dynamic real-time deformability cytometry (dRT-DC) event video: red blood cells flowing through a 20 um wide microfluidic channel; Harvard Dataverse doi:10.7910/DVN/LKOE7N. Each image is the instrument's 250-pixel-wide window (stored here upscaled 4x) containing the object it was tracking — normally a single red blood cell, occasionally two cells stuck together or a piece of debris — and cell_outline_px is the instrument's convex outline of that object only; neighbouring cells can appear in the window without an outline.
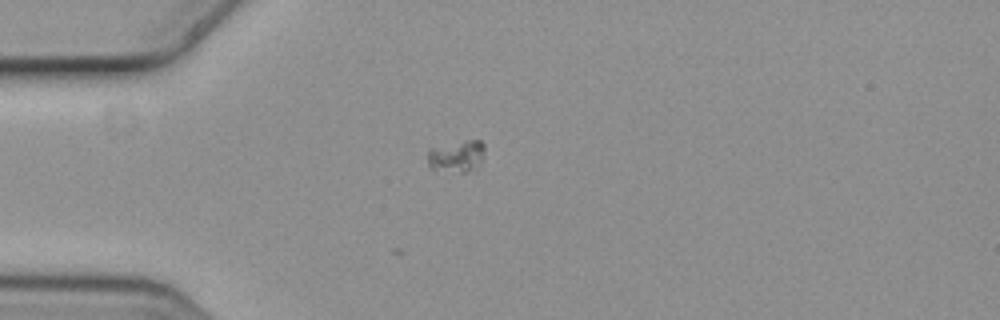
{"species": "common noctule bat (a hibernating species)", "species_latin": "Nyctalus noctula", "temperature_condition": "cold", "stored_images_in_passage": 2, "camera_frame_rate_fps": 3000, "um_per_image_px": 0.085, "animal": {"sex": "female", "body_mass_g": 19.3, "forearm_length_mm": 54.1}, "frame": {"image": 1, "passage_image": 2, "time_ms": 0.333, "image_size_px": [1000, 320], "cell_outline_px": [[484, 152], [480, 164], [464, 172], [460, 172], [432, 168], [428, 164], [428, 148], [464, 140], [480, 140], [484, 144]], "centroid_in_image_um": [38.81, 13.23], "position_along_channel_um": 46.2, "area_um2": 10.4}}